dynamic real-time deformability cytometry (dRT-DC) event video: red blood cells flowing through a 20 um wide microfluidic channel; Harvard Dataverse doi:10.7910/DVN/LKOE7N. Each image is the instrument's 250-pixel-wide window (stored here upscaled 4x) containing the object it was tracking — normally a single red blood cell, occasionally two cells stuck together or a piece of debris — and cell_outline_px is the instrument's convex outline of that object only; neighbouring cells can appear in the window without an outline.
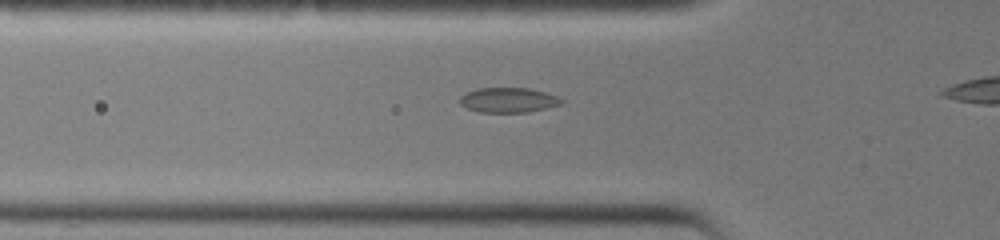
{"species": "common noctule bat (a hibernating species)", "species_latin": "Nyctalus noctula", "temperature_condition": "warm", "stored_images_in_passage": 29, "camera_frame_rate_fps": 3000, "um_per_image_px": 0.085, "animal": {"sex": "female", "body_mass_g": 19.0, "forearm_length_mm": 51.5}, "frame": {"image": 1, "passage_image": 8, "time_ms": 2.333, "image_size_px": [1000, 240], "cell_outline_px": [[564, 100], [560, 104], [528, 112], [480, 112], [468, 108], [460, 104], [460, 96], [464, 92], [476, 88], [528, 88], [544, 92], [556, 96]], "centroid_in_image_um": [43.15, 8.49], "position_along_channel_um": 82.6, "area_um2": 14.62}}
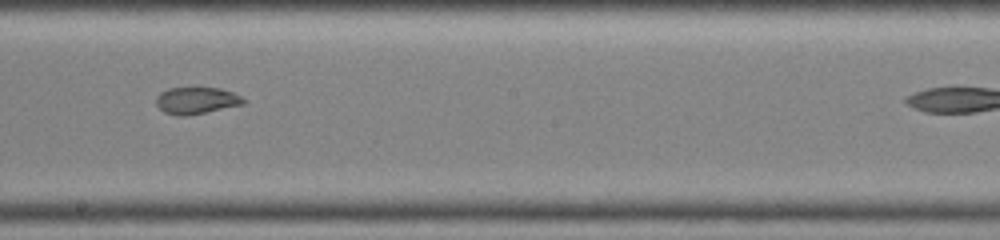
{"frame": {"image": 2, "passage_image": 17, "time_ms": 5.333, "image_size_px": [1000, 240], "cell_outline_px": [[248, 100], [244, 104], [188, 116], [176, 116], [164, 112], [156, 104], [156, 96], [160, 92], [168, 88], [220, 88], [232, 92]], "centroid_in_image_um": [16.69, 8.55], "position_along_channel_um": 231.5, "area_um2": 13.76}}
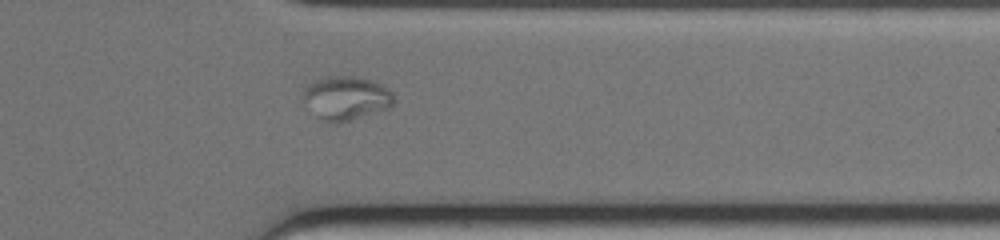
{"frame": {"image": 3, "passage_image": 26, "time_ms": 8.333, "image_size_px": [1000, 240], "cell_outline_px": [[392, 104], [388, 108], [348, 120], [332, 124], [328, 124], [316, 116], [304, 100], [304, 88], [308, 84], [324, 76], [352, 76], [372, 80], [388, 88], [392, 92]], "centroid_in_image_um": [29.39, 8.32], "position_along_channel_um": 382.0, "area_um2": 22.77}}